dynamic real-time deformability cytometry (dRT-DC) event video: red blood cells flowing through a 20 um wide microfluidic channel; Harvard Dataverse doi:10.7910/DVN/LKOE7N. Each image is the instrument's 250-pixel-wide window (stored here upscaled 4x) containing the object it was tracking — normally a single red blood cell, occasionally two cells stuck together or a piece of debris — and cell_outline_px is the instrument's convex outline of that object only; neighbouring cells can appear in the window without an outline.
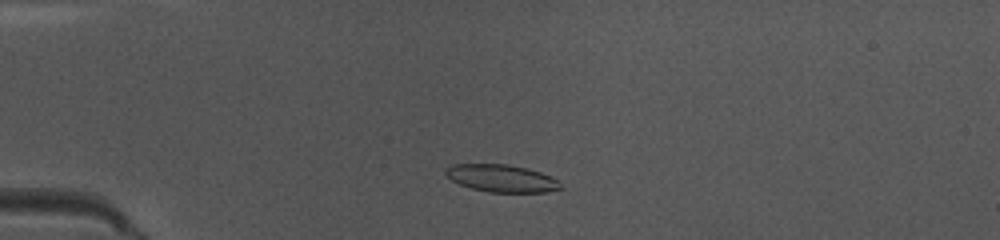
{"species": "common noctule bat (a hibernating species)", "species_latin": "Nyctalus noctula", "temperature_condition": "warm", "stored_images_in_passage": 49, "camera_frame_rate_fps": 3000, "um_per_image_px": 0.085, "animal": {"sex": "female", "body_mass_g": 10.0, "forearm_length_mm": 53.1}, "frame": {"image": 1, "passage_image": 12, "time_ms": 3.667, "image_size_px": [1000, 240], "cell_outline_px": [[564, 188], [548, 192], [488, 192], [472, 188], [460, 184], [452, 180], [444, 172], [444, 168], [452, 164], [508, 164], [528, 168], [552, 176], [560, 180]], "centroid_in_image_um": [42.69, 15.15], "position_along_channel_um": 42.3, "area_um2": 18.61}}
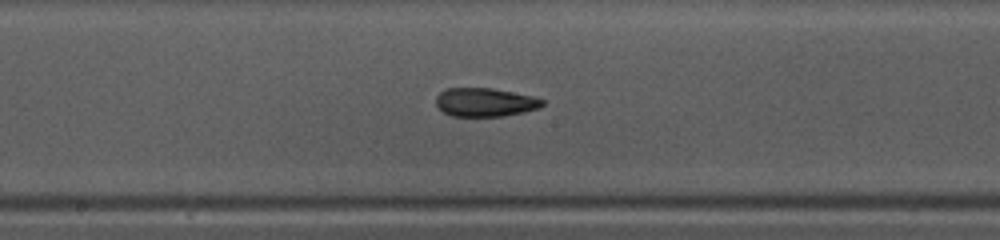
{"frame": {"image": 2, "passage_image": 26, "time_ms": 8.333, "image_size_px": [1000, 240], "cell_outline_px": [[544, 104], [540, 108], [524, 112], [504, 116], [452, 116], [444, 112], [436, 104], [436, 96], [444, 88], [492, 88], [532, 96], [544, 100]], "centroid_in_image_um": [41.23, 8.69], "position_along_channel_um": 207.0, "area_um2": 17.74}}
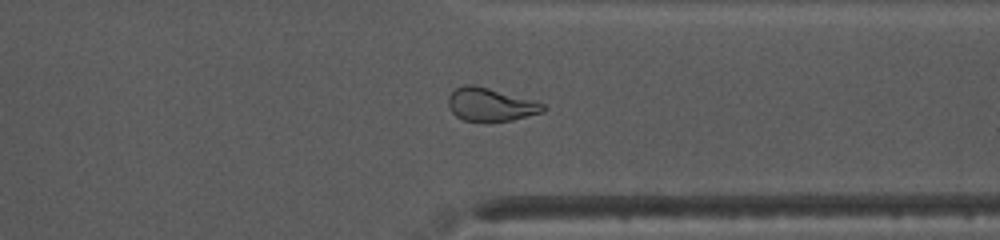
{"frame": {"image": 3, "passage_image": 38, "time_ms": 12.333, "image_size_px": [1000, 240], "cell_outline_px": [[548, 108], [544, 112], [512, 120], [464, 120], [456, 116], [452, 112], [448, 104], [448, 96], [456, 88], [464, 84], [472, 84], [536, 100], [544, 104]], "centroid_in_image_um": [41.73, 8.87], "position_along_channel_um": 369.7, "area_um2": 18.21}, "authors_computed_cell_mechanics": {"area_um2": 18.496, "velocity_mm_per_s": 4.0794, "shape_relaxation_time_tau1_ms": null, "shape_relaxation_time_tau2_ms": 2.2764, "deformation_change_tau1": null, "deformation_change_tau2": 0.0968}}